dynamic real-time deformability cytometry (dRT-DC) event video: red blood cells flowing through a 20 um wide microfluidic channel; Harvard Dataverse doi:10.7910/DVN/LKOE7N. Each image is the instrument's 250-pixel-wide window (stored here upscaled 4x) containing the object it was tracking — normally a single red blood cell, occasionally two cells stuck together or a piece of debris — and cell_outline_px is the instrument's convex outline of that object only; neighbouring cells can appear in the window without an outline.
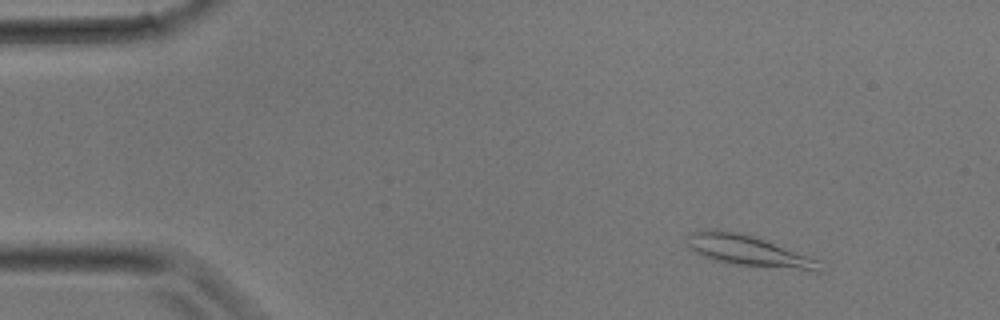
{"species": "common noctule bat (a hibernating species)", "species_latin": "Nyctalus noctula", "temperature_condition": "room temperature", "stored_images_in_passage": 2, "camera_frame_rate_fps": 3000, "um_per_image_px": 0.085, "animal": {"sex": "male", "body_mass_g": 17.9}, "frame": {"image": 1, "passage_image": 1, "time_ms": 0.0, "image_size_px": [1000, 320], "cell_outline_px": [[820, 272], [732, 264], [716, 260], [704, 256], [696, 252], [688, 244], [688, 236], [692, 232], [708, 228], [736, 232], [752, 236], [820, 260]], "centroid_in_image_um": [63.63, 21.33], "position_along_channel_um": 21.4, "area_um2": 23.29}}